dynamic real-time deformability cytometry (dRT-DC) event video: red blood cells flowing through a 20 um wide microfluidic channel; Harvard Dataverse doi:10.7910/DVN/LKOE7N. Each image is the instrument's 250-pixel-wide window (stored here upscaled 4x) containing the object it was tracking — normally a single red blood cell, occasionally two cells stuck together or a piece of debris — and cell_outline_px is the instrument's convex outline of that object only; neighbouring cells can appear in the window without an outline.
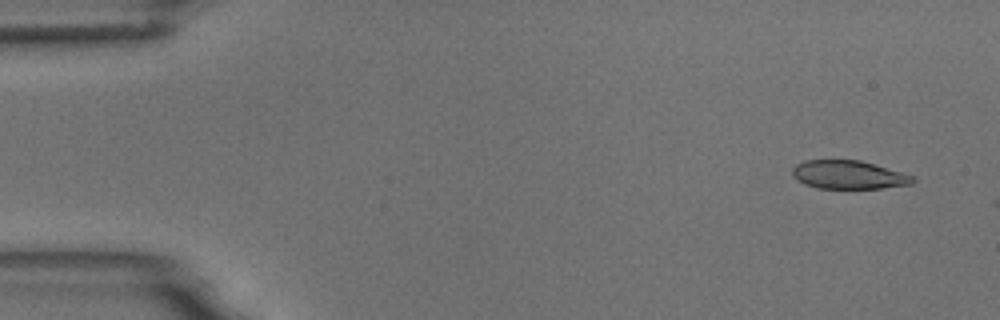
{"species": "common noctule bat (a hibernating species)", "species_latin": "Nyctalus noctula", "temperature_condition": "room temperature", "stored_images_in_passage": 6, "segment_of_instrument_passage": [2, 2], "camera_frame_rate_fps": 3000, "um_per_image_px": 0.085, "animal": {"sex": "male", "body_mass_g": 18.8}, "frame": {"image": 1, "passage_image": 6, "time_ms": 6.667, "image_size_px": [1000, 320], "cell_outline_px": [[916, 180], [912, 184], [880, 188], [816, 188], [804, 184], [796, 180], [792, 176], [792, 168], [796, 164], [804, 160], [860, 160], [916, 176]], "centroid_in_image_um": [72.12, 14.85], "position_along_channel_um": 12.9, "area_um2": 20.11}}